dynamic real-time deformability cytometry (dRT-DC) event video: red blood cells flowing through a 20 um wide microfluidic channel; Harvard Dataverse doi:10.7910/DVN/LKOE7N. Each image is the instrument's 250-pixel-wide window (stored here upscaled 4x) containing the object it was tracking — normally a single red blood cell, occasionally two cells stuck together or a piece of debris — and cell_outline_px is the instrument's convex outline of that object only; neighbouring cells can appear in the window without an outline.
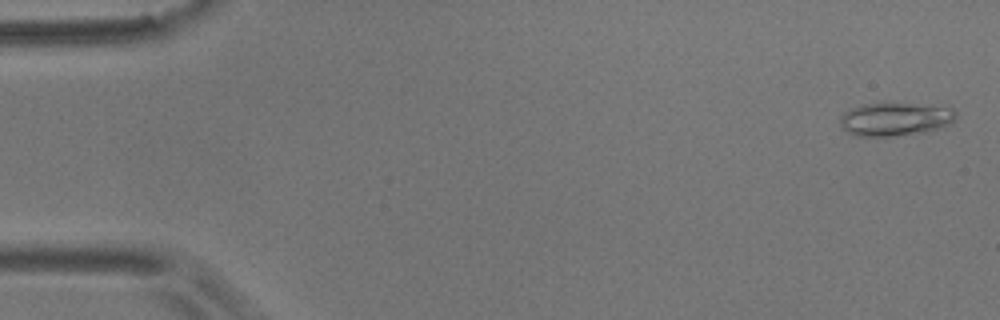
{"species": "common noctule bat (a hibernating species)", "species_latin": "Nyctalus noctula", "temperature_condition": "room temperature", "stored_images_in_passage": 5, "camera_frame_rate_fps": 3000, "um_per_image_px": 0.085, "animal": {"sex": "male", "body_mass_g": 17.9}, "frame": {"image": 1, "passage_image": 1, "time_ms": 0.0, "image_size_px": [1000, 320], "cell_outline_px": [[956, 120], [948, 124], [924, 132], [896, 136], [856, 136], [848, 132], [840, 124], [840, 116], [844, 112], [860, 104], [888, 100], [952, 108], [956, 112]], "centroid_in_image_um": [76.06, 10.08], "position_along_channel_um": 8.9, "area_um2": 23.12}}